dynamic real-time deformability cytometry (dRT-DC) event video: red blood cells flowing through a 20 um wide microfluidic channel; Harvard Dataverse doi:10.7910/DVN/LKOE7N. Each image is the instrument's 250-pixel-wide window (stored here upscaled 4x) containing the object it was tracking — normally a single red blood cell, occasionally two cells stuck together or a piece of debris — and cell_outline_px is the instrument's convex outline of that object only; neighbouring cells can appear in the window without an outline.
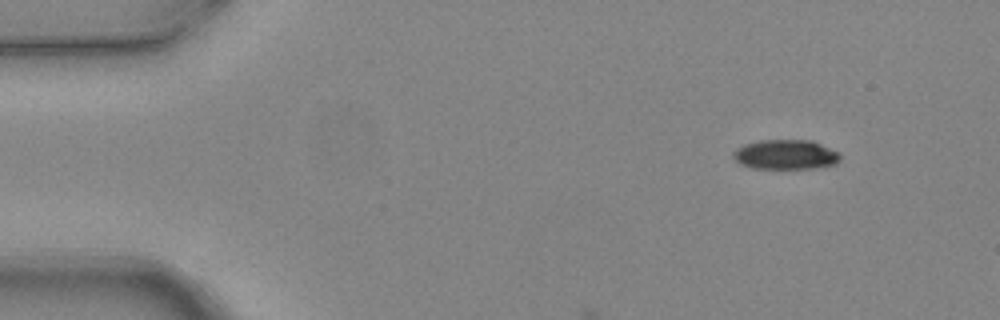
{"species": "common noctule bat (a hibernating species)", "species_latin": "Nyctalus noctula", "temperature_condition": "warm", "stored_images_in_passage": 3, "camera_frame_rate_fps": 3000, "um_per_image_px": 0.085, "animal": {"sex": "female", "body_mass_g": 24.6, "forearm_length_mm": 56.2}, "frame": {"image": 1, "passage_image": 1, "time_ms": 0.0, "image_size_px": [1000, 320], "cell_outline_px": [[840, 160], [836, 164], [812, 168], [752, 168], [740, 164], [732, 156], [732, 152], [736, 148], [744, 144], [760, 140], [812, 140], [840, 152]], "centroid_in_image_um": [66.78, 13.13], "position_along_channel_um": 18.2, "area_um2": 18.61}}